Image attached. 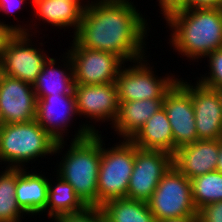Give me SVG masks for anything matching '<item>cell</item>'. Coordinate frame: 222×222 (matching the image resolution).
I'll return each instance as SVG.
<instances>
[{"label":"cell","mask_w":222,"mask_h":222,"mask_svg":"<svg viewBox=\"0 0 222 222\" xmlns=\"http://www.w3.org/2000/svg\"><path fill=\"white\" fill-rule=\"evenodd\" d=\"M150 27L132 0H91L70 36L81 47L110 52L131 63L147 54Z\"/></svg>","instance_id":"6da1fadb"},{"label":"cell","mask_w":222,"mask_h":222,"mask_svg":"<svg viewBox=\"0 0 222 222\" xmlns=\"http://www.w3.org/2000/svg\"><path fill=\"white\" fill-rule=\"evenodd\" d=\"M163 19L171 31L170 47L191 62L202 61L222 47V9L181 10Z\"/></svg>","instance_id":"7a4b0ae2"},{"label":"cell","mask_w":222,"mask_h":222,"mask_svg":"<svg viewBox=\"0 0 222 222\" xmlns=\"http://www.w3.org/2000/svg\"><path fill=\"white\" fill-rule=\"evenodd\" d=\"M66 142L67 140L56 144L54 156L62 155V159L56 164L54 172L73 186L76 194L88 207H98L101 134L71 141L69 145ZM66 145L67 151L63 149Z\"/></svg>","instance_id":"3957f363"},{"label":"cell","mask_w":222,"mask_h":222,"mask_svg":"<svg viewBox=\"0 0 222 222\" xmlns=\"http://www.w3.org/2000/svg\"><path fill=\"white\" fill-rule=\"evenodd\" d=\"M54 140L36 119L0 126V165L6 168H30L32 164L55 153ZM33 161V162H32ZM3 162V163H2Z\"/></svg>","instance_id":"277c9868"},{"label":"cell","mask_w":222,"mask_h":222,"mask_svg":"<svg viewBox=\"0 0 222 222\" xmlns=\"http://www.w3.org/2000/svg\"><path fill=\"white\" fill-rule=\"evenodd\" d=\"M104 138L106 137L101 134L98 207L111 199L126 198L135 161V144L131 140L119 139L109 147V143L105 144Z\"/></svg>","instance_id":"5b68a950"},{"label":"cell","mask_w":222,"mask_h":222,"mask_svg":"<svg viewBox=\"0 0 222 222\" xmlns=\"http://www.w3.org/2000/svg\"><path fill=\"white\" fill-rule=\"evenodd\" d=\"M148 56L131 62V65L124 64L119 71L115 82L118 88L119 102L164 99L165 94L178 81L179 75L176 77L175 73H166L165 76L160 75V77L156 75V67L154 68L153 62L148 60Z\"/></svg>","instance_id":"8992f818"},{"label":"cell","mask_w":222,"mask_h":222,"mask_svg":"<svg viewBox=\"0 0 222 222\" xmlns=\"http://www.w3.org/2000/svg\"><path fill=\"white\" fill-rule=\"evenodd\" d=\"M147 203L156 221L198 215L191 181L173 165L164 174Z\"/></svg>","instance_id":"52a82bcc"},{"label":"cell","mask_w":222,"mask_h":222,"mask_svg":"<svg viewBox=\"0 0 222 222\" xmlns=\"http://www.w3.org/2000/svg\"><path fill=\"white\" fill-rule=\"evenodd\" d=\"M37 97V111L36 120L38 124L57 142L66 140L65 137L70 138L71 141L85 139L93 133L81 123L71 136L67 129L71 122L78 119L76 98L74 94H58L50 96H36ZM77 116V117H76ZM75 119H74V118ZM65 136V137H64Z\"/></svg>","instance_id":"ba28073f"},{"label":"cell","mask_w":222,"mask_h":222,"mask_svg":"<svg viewBox=\"0 0 222 222\" xmlns=\"http://www.w3.org/2000/svg\"><path fill=\"white\" fill-rule=\"evenodd\" d=\"M74 95L76 98L79 118L83 116L86 126L93 134H102L103 131L96 129L94 123L112 125L119 111L118 88L116 83L81 85L75 84ZM90 119V120H89ZM89 120V121H88ZM93 122V123H92ZM110 122V124H109ZM96 126V127H95Z\"/></svg>","instance_id":"9c48e42d"},{"label":"cell","mask_w":222,"mask_h":222,"mask_svg":"<svg viewBox=\"0 0 222 222\" xmlns=\"http://www.w3.org/2000/svg\"><path fill=\"white\" fill-rule=\"evenodd\" d=\"M67 53L73 63L74 83L81 85L115 83L125 62L117 55L81 47L74 40Z\"/></svg>","instance_id":"30bf717a"},{"label":"cell","mask_w":222,"mask_h":222,"mask_svg":"<svg viewBox=\"0 0 222 222\" xmlns=\"http://www.w3.org/2000/svg\"><path fill=\"white\" fill-rule=\"evenodd\" d=\"M33 37L37 39L32 33H15L10 39L1 60L3 74L30 84L36 81L50 56L44 47L38 48Z\"/></svg>","instance_id":"8fae6325"},{"label":"cell","mask_w":222,"mask_h":222,"mask_svg":"<svg viewBox=\"0 0 222 222\" xmlns=\"http://www.w3.org/2000/svg\"><path fill=\"white\" fill-rule=\"evenodd\" d=\"M172 165V154L161 150H144L135 145L134 168L126 198L147 202Z\"/></svg>","instance_id":"7c38bea8"},{"label":"cell","mask_w":222,"mask_h":222,"mask_svg":"<svg viewBox=\"0 0 222 222\" xmlns=\"http://www.w3.org/2000/svg\"><path fill=\"white\" fill-rule=\"evenodd\" d=\"M181 77L178 82L191 94L198 140L222 139V99L218 90ZM195 83V84H194Z\"/></svg>","instance_id":"4fadbf2b"},{"label":"cell","mask_w":222,"mask_h":222,"mask_svg":"<svg viewBox=\"0 0 222 222\" xmlns=\"http://www.w3.org/2000/svg\"><path fill=\"white\" fill-rule=\"evenodd\" d=\"M163 107L172 128L176 149L198 140L191 94L177 81L165 94Z\"/></svg>","instance_id":"5bb4252c"},{"label":"cell","mask_w":222,"mask_h":222,"mask_svg":"<svg viewBox=\"0 0 222 222\" xmlns=\"http://www.w3.org/2000/svg\"><path fill=\"white\" fill-rule=\"evenodd\" d=\"M0 109L2 124L36 119L37 97L33 84L3 74L0 80Z\"/></svg>","instance_id":"9a60e30c"},{"label":"cell","mask_w":222,"mask_h":222,"mask_svg":"<svg viewBox=\"0 0 222 222\" xmlns=\"http://www.w3.org/2000/svg\"><path fill=\"white\" fill-rule=\"evenodd\" d=\"M220 139L197 140L179 147L173 154V166L188 179L216 171Z\"/></svg>","instance_id":"2e32d148"},{"label":"cell","mask_w":222,"mask_h":222,"mask_svg":"<svg viewBox=\"0 0 222 222\" xmlns=\"http://www.w3.org/2000/svg\"><path fill=\"white\" fill-rule=\"evenodd\" d=\"M32 8L34 9L32 14L34 15L33 20L30 19L29 25V34L31 32L33 35H38L39 30L37 22L34 19L35 17L39 21H42L44 24L53 26L52 29H71L73 30V35L76 33L79 23L81 22L83 9L76 3L65 0H31ZM38 16V17H37ZM39 18V19H38ZM34 22V24H33ZM36 22V23H35ZM32 23V25H31ZM36 24V25H35ZM36 29V30H34ZM31 30V31H30ZM34 30V31H33ZM35 33V34H34Z\"/></svg>","instance_id":"e0dca14e"},{"label":"cell","mask_w":222,"mask_h":222,"mask_svg":"<svg viewBox=\"0 0 222 222\" xmlns=\"http://www.w3.org/2000/svg\"><path fill=\"white\" fill-rule=\"evenodd\" d=\"M17 168L15 197L21 210L28 216L44 215L48 201V176L38 170ZM44 212V213H43ZM33 215V216H32Z\"/></svg>","instance_id":"ac0fdd59"},{"label":"cell","mask_w":222,"mask_h":222,"mask_svg":"<svg viewBox=\"0 0 222 222\" xmlns=\"http://www.w3.org/2000/svg\"><path fill=\"white\" fill-rule=\"evenodd\" d=\"M62 55L59 57L63 60L57 59L63 62L62 64L57 62V57L52 56L44 64L41 73L33 83L36 96L74 94L73 63L66 51Z\"/></svg>","instance_id":"d6986e66"},{"label":"cell","mask_w":222,"mask_h":222,"mask_svg":"<svg viewBox=\"0 0 222 222\" xmlns=\"http://www.w3.org/2000/svg\"><path fill=\"white\" fill-rule=\"evenodd\" d=\"M164 99L119 102V111L112 128L117 139H131L146 121L163 108ZM119 137V138H118Z\"/></svg>","instance_id":"ffe728a7"},{"label":"cell","mask_w":222,"mask_h":222,"mask_svg":"<svg viewBox=\"0 0 222 222\" xmlns=\"http://www.w3.org/2000/svg\"><path fill=\"white\" fill-rule=\"evenodd\" d=\"M130 140L140 149L161 150L173 155L172 128L164 107L153 114Z\"/></svg>","instance_id":"44dd1931"},{"label":"cell","mask_w":222,"mask_h":222,"mask_svg":"<svg viewBox=\"0 0 222 222\" xmlns=\"http://www.w3.org/2000/svg\"><path fill=\"white\" fill-rule=\"evenodd\" d=\"M54 176L56 177V182L52 178H48L46 215L50 221L62 215L84 211L88 206L76 194L73 186L59 175Z\"/></svg>","instance_id":"7402d4cb"},{"label":"cell","mask_w":222,"mask_h":222,"mask_svg":"<svg viewBox=\"0 0 222 222\" xmlns=\"http://www.w3.org/2000/svg\"><path fill=\"white\" fill-rule=\"evenodd\" d=\"M100 208L107 222H156L145 201L127 198L111 199Z\"/></svg>","instance_id":"603a6c76"},{"label":"cell","mask_w":222,"mask_h":222,"mask_svg":"<svg viewBox=\"0 0 222 222\" xmlns=\"http://www.w3.org/2000/svg\"><path fill=\"white\" fill-rule=\"evenodd\" d=\"M1 168L3 171H0V222H23L21 218L24 219L26 214L17 204L15 197L17 168Z\"/></svg>","instance_id":"cb8c5ba5"},{"label":"cell","mask_w":222,"mask_h":222,"mask_svg":"<svg viewBox=\"0 0 222 222\" xmlns=\"http://www.w3.org/2000/svg\"><path fill=\"white\" fill-rule=\"evenodd\" d=\"M190 181L197 211L202 206L222 201V173L213 171L196 176Z\"/></svg>","instance_id":"d4e9b609"},{"label":"cell","mask_w":222,"mask_h":222,"mask_svg":"<svg viewBox=\"0 0 222 222\" xmlns=\"http://www.w3.org/2000/svg\"><path fill=\"white\" fill-rule=\"evenodd\" d=\"M204 60H207L208 72H205V75L200 74V78L196 77L198 79L196 81L205 87L220 89L222 87V47L210 52Z\"/></svg>","instance_id":"484cf974"},{"label":"cell","mask_w":222,"mask_h":222,"mask_svg":"<svg viewBox=\"0 0 222 222\" xmlns=\"http://www.w3.org/2000/svg\"><path fill=\"white\" fill-rule=\"evenodd\" d=\"M51 222H107L100 207H87L84 211L62 215Z\"/></svg>","instance_id":"4316f807"},{"label":"cell","mask_w":222,"mask_h":222,"mask_svg":"<svg viewBox=\"0 0 222 222\" xmlns=\"http://www.w3.org/2000/svg\"><path fill=\"white\" fill-rule=\"evenodd\" d=\"M3 19L0 20V61L2 60L3 54L6 50V46L8 44V42L10 41V39L15 35V33H29V25L28 22L25 23L21 26V22L23 21H19L16 22L18 24H6L5 20L3 21ZM20 22V23H19Z\"/></svg>","instance_id":"83f0119b"},{"label":"cell","mask_w":222,"mask_h":222,"mask_svg":"<svg viewBox=\"0 0 222 222\" xmlns=\"http://www.w3.org/2000/svg\"><path fill=\"white\" fill-rule=\"evenodd\" d=\"M197 213L198 222H222V201L202 206Z\"/></svg>","instance_id":"f1b7e54d"},{"label":"cell","mask_w":222,"mask_h":222,"mask_svg":"<svg viewBox=\"0 0 222 222\" xmlns=\"http://www.w3.org/2000/svg\"><path fill=\"white\" fill-rule=\"evenodd\" d=\"M163 18L172 12L187 10V0H157Z\"/></svg>","instance_id":"f546056e"},{"label":"cell","mask_w":222,"mask_h":222,"mask_svg":"<svg viewBox=\"0 0 222 222\" xmlns=\"http://www.w3.org/2000/svg\"><path fill=\"white\" fill-rule=\"evenodd\" d=\"M26 0H0V14L2 12L3 15H10L14 16V19L18 20V17H15L17 14V11L19 12L20 10L24 8L25 5L24 3H29L25 2ZM29 1V0H28ZM22 8V9H21ZM4 13V14H3ZM14 14V15H13Z\"/></svg>","instance_id":"4dcf8cb0"},{"label":"cell","mask_w":222,"mask_h":222,"mask_svg":"<svg viewBox=\"0 0 222 222\" xmlns=\"http://www.w3.org/2000/svg\"><path fill=\"white\" fill-rule=\"evenodd\" d=\"M190 9H222V0H187Z\"/></svg>","instance_id":"1f68e13d"},{"label":"cell","mask_w":222,"mask_h":222,"mask_svg":"<svg viewBox=\"0 0 222 222\" xmlns=\"http://www.w3.org/2000/svg\"><path fill=\"white\" fill-rule=\"evenodd\" d=\"M156 222H198V215H187L179 218L160 220Z\"/></svg>","instance_id":"d6a6232c"},{"label":"cell","mask_w":222,"mask_h":222,"mask_svg":"<svg viewBox=\"0 0 222 222\" xmlns=\"http://www.w3.org/2000/svg\"><path fill=\"white\" fill-rule=\"evenodd\" d=\"M216 171L222 173V139H220V149H219Z\"/></svg>","instance_id":"836d02e7"},{"label":"cell","mask_w":222,"mask_h":222,"mask_svg":"<svg viewBox=\"0 0 222 222\" xmlns=\"http://www.w3.org/2000/svg\"><path fill=\"white\" fill-rule=\"evenodd\" d=\"M70 2H76L83 10L89 5L91 0H65Z\"/></svg>","instance_id":"e575fe53"},{"label":"cell","mask_w":222,"mask_h":222,"mask_svg":"<svg viewBox=\"0 0 222 222\" xmlns=\"http://www.w3.org/2000/svg\"><path fill=\"white\" fill-rule=\"evenodd\" d=\"M2 75H3V68H2V63L0 61V80H1Z\"/></svg>","instance_id":"d590c367"},{"label":"cell","mask_w":222,"mask_h":222,"mask_svg":"<svg viewBox=\"0 0 222 222\" xmlns=\"http://www.w3.org/2000/svg\"><path fill=\"white\" fill-rule=\"evenodd\" d=\"M2 125V113H1V109H0V126Z\"/></svg>","instance_id":"8d00e7d4"},{"label":"cell","mask_w":222,"mask_h":222,"mask_svg":"<svg viewBox=\"0 0 222 222\" xmlns=\"http://www.w3.org/2000/svg\"><path fill=\"white\" fill-rule=\"evenodd\" d=\"M218 92L220 93L221 99H222V87L218 89Z\"/></svg>","instance_id":"74e56055"}]
</instances>
